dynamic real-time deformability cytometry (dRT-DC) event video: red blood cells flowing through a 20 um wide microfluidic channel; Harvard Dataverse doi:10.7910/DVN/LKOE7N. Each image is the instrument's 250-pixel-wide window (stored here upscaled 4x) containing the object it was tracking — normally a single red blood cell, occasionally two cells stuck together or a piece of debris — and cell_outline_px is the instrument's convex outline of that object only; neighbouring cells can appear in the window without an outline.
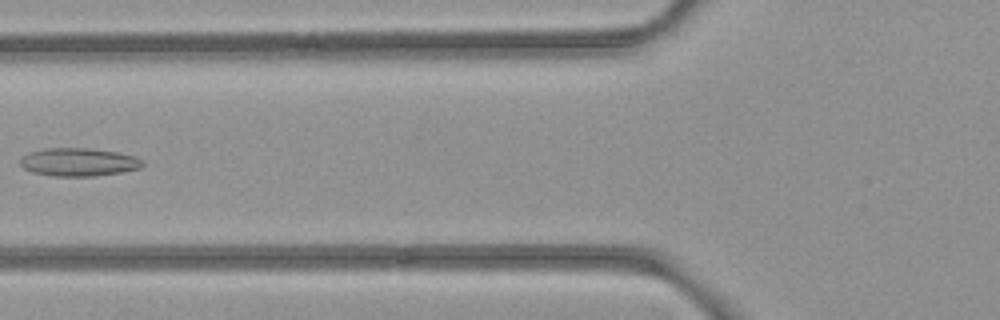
{"species": "common noctule bat (a hibernating species)", "species_latin": "Nyctalus noctula", "temperature_condition": "room temperature", "stored_images_in_passage": 7, "camera_frame_rate_fps": 3000, "um_per_image_px": 0.085, "animal": {"sex": "female", "body_mass_g": 21.9}, "frame": {"image": 1, "passage_image": 6, "time_ms": 1.667, "image_size_px": [1000, 320], "cell_outline_px": [[144, 164], [140, 168], [120, 172], [96, 176], [52, 176], [32, 172], [24, 168], [20, 164], [20, 160], [28, 152], [44, 148], [88, 148], [116, 152], [136, 156], [144, 160]], "centroid_in_image_um": [6.69, 13.77], "position_along_channel_um": 119.1, "area_um2": 20.11}}
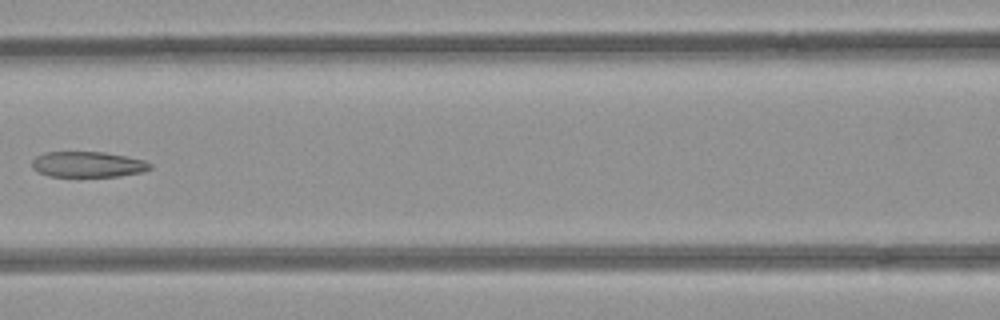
{"frame": {"image": 2, "passage_image": 7, "time_ms": 2.0, "image_size_px": [1000, 320], "cell_outline_px": [[152, 168], [144, 172], [120, 176], [48, 176], [36, 172], [32, 168], [32, 160], [36, 156], [44, 152], [104, 152], [144, 160], [152, 164]], "centroid_in_image_um": [7.45, 13.98], "position_along_channel_um": 159.1, "area_um2": 17.74}}